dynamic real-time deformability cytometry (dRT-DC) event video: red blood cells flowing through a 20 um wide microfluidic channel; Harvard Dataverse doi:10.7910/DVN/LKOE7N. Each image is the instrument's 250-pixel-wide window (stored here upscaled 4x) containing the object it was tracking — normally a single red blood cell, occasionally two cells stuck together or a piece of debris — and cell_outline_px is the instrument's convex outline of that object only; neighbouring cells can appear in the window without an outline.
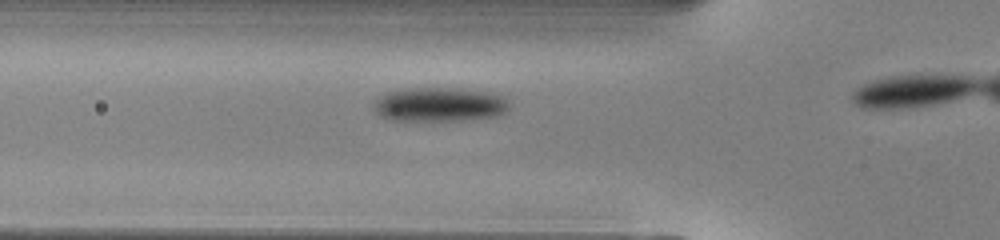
{"species": "common noctule bat (a hibernating species)", "species_latin": "Nyctalus noctula", "temperature_condition": "warm", "stored_images_in_passage": 14, "camera_frame_rate_fps": 3000, "um_per_image_px": 0.085, "animal": {"sex": "male", "body_mass_g": 13.0, "forearm_length_mm": 53.1}, "frame": {"image": 1, "passage_image": 10, "time_ms": 3.0, "image_size_px": [1000, 240], "cell_outline_px": [[512, 104], [504, 112], [496, 116], [464, 120], [392, 120], [380, 116], [372, 108], [376, 100], [380, 96], [388, 92], [404, 88], [460, 88], [492, 92], [504, 96]], "centroid_in_image_um": [37.39, 8.87], "position_along_channel_um": 88.4, "area_um2": 27.22}}